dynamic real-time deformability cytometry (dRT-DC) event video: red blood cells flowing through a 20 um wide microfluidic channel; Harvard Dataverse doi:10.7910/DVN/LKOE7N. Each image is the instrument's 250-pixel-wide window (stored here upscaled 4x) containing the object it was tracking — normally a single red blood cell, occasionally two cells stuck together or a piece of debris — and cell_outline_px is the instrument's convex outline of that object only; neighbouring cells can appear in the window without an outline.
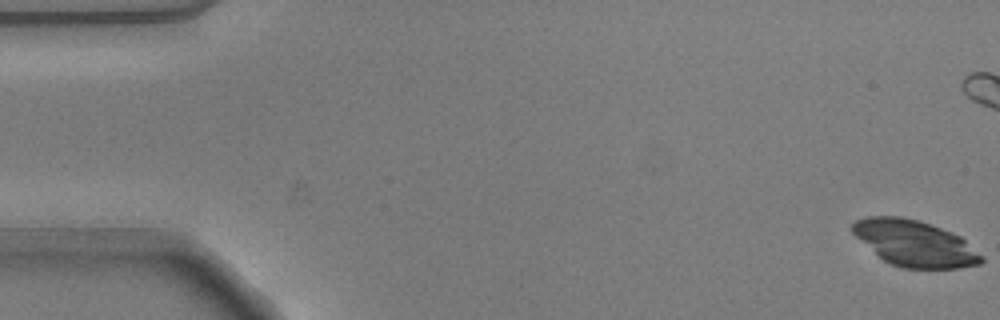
{"species": "common noctule bat (a hibernating species)", "species_latin": "Nyctalus noctula", "temperature_condition": "warm", "stored_images_in_passage": 45, "camera_frame_rate_fps": 3000, "um_per_image_px": 0.085, "animal": {"sex": "male", "body_mass_g": 20.5, "forearm_length_mm": 52.5}, "frame": {"image": 1, "passage_image": 1, "time_ms": 0.0, "image_size_px": [1000, 320], "cell_outline_px": [[984, 260], [980, 264], [960, 268], [904, 268], [892, 264], [884, 260], [856, 236], [852, 232], [852, 224], [856, 220], [864, 216], [900, 216], [916, 220], [952, 232], [960, 236], [984, 256]], "centroid_in_image_um": [77.77, 20.68], "position_along_channel_um": 7.2, "area_um2": 34.22}, "authors_computed_cell_mechanics": {"area_um2": 20.9236, "velocity_mm_per_s": 3.7587, "shape_relaxation_time_tau1_ms": 1.3499, "shape_relaxation_time_tau2_ms": 3.0585, "deformation_change_tau1": 0.2961, "deformation_change_tau2": 0.083}}